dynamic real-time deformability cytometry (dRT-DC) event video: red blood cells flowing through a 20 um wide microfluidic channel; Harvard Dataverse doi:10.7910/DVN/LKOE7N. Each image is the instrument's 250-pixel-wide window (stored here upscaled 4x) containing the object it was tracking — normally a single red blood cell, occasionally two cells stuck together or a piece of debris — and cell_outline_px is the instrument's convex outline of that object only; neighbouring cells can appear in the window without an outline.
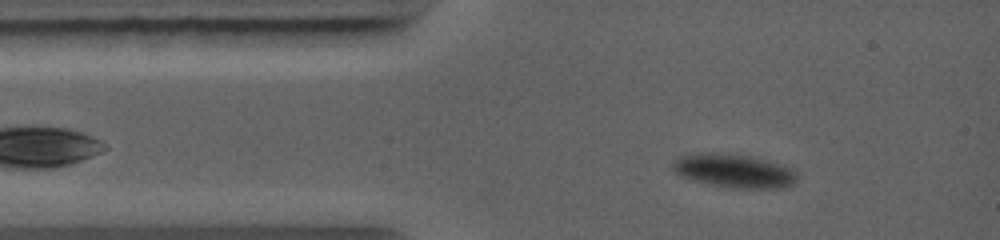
{"species": "common noctule bat (a hibernating species)", "species_latin": "Nyctalus noctula", "temperature_condition": "warm", "stored_images_in_passage": 29, "camera_frame_rate_fps": 5000, "um_per_image_px": 0.085, "animal": {"sex": "female", "body_mass_g": 19.0, "forearm_length_mm": 56.7}, "frame": {"image": 1, "passage_image": 4, "time_ms": 1.0, "image_size_px": [1000, 240], "cell_outline_px": [[796, 184], [784, 188], [732, 188], [712, 184], [680, 176], [672, 168], [672, 164], [680, 156], [696, 152], [720, 152], [752, 156], [780, 164], [792, 168], [796, 176]], "centroid_in_image_um": [62.41, 14.5], "position_along_channel_um": 22.6, "area_um2": 24.45}}
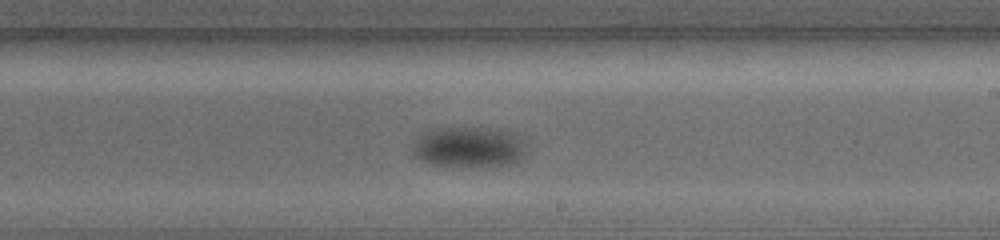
{"frame": {"image": 2, "passage_image": 16, "time_ms": 7.0, "image_size_px": [1000, 240], "cell_outline_px": [[524, 160], [516, 164], [428, 164], [412, 156], [412, 144], [416, 136], [420, 132], [432, 128], [500, 128], [516, 132], [524, 136]], "centroid_in_image_um": [39.86, 12.44], "position_along_channel_um": 249.1, "area_um2": 27.28}}
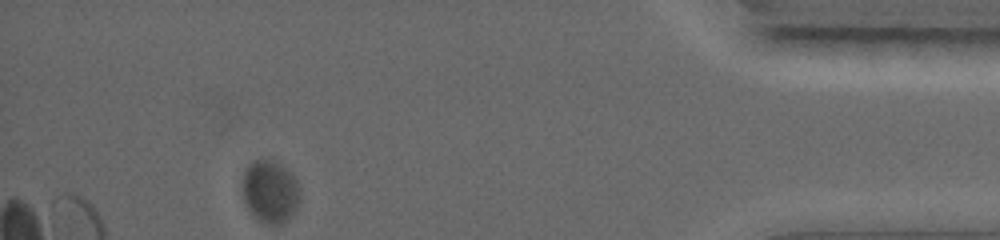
{"frame": {"image": 3, "passage_image": 29, "time_ms": 12.4, "image_size_px": [1000, 240], "cell_outline_px": [[300, 200], [296, 212], [284, 224], [268, 224], [260, 220], [244, 204], [240, 188], [240, 180], [244, 172], [252, 160], [276, 160], [296, 180], [300, 188]], "centroid_in_image_um": [22.94, 16.29], "position_along_channel_um": 412.3, "area_um2": 21.44}}